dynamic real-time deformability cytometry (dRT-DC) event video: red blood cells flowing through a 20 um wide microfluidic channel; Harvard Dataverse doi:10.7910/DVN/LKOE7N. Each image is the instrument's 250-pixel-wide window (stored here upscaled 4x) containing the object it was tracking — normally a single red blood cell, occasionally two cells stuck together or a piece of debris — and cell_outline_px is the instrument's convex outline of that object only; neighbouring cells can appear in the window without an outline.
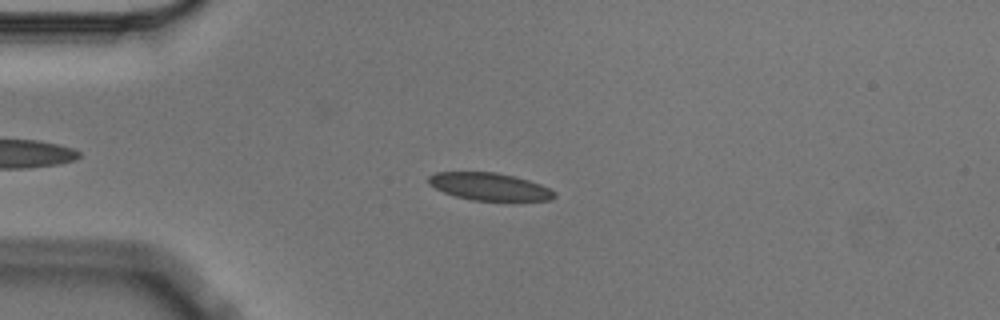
{"species": "Egyptian fruit bat (a non-hibernating species)", "species_latin": "Rousettus aegyptiacus", "temperature_condition": "cold", "stored_images_in_passage": 9, "camera_frame_rate_fps": 3000, "um_per_image_px": 0.085, "animal": {"sex": "male"}, "frame": {"image": 1, "passage_image": 4, "time_ms": 1.0, "image_size_px": [1000, 320], "cell_outline_px": [[556, 196], [552, 200], [472, 200], [456, 196], [444, 192], [428, 184], [428, 176], [436, 172], [496, 172], [528, 180], [540, 184], [556, 192]], "centroid_in_image_um": [41.59, 15.85], "position_along_channel_um": 43.4, "area_um2": 19.94}}
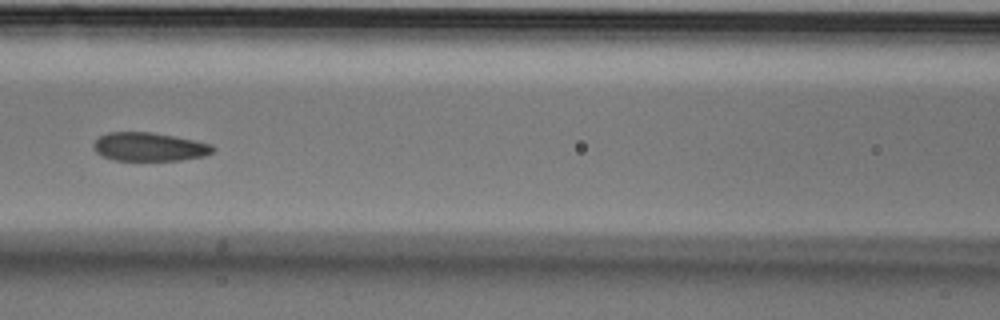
{"frame": {"image": 2, "passage_image": 7, "time_ms": 2.0, "image_size_px": [1000, 320], "cell_outline_px": [[216, 148], [212, 152], [204, 156], [180, 160], [112, 160], [96, 152], [92, 148], [92, 144], [100, 136], [108, 132], [152, 132], [176, 136], [212, 144]], "centroid_in_image_um": [12.69, 12.47], "position_along_channel_um": 153.9, "area_um2": 19.94}}
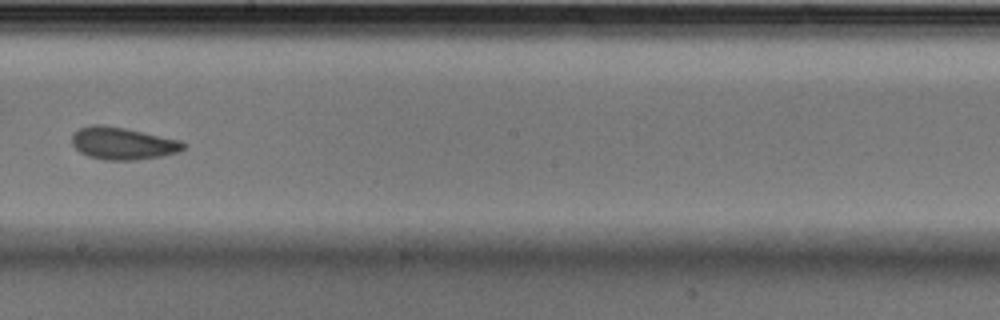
{"frame": {"image": 3, "passage_image": 9, "time_ms": 2.667, "image_size_px": [1000, 320], "cell_outline_px": [[188, 144], [180, 152], [164, 156], [136, 160], [104, 160], [88, 156], [80, 152], [72, 144], [72, 132], [80, 128], [92, 124], [100, 124], [124, 128], [180, 140]], "centroid_in_image_um": [10.44, 12.19], "position_along_channel_um": 237.8, "area_um2": 21.15}}